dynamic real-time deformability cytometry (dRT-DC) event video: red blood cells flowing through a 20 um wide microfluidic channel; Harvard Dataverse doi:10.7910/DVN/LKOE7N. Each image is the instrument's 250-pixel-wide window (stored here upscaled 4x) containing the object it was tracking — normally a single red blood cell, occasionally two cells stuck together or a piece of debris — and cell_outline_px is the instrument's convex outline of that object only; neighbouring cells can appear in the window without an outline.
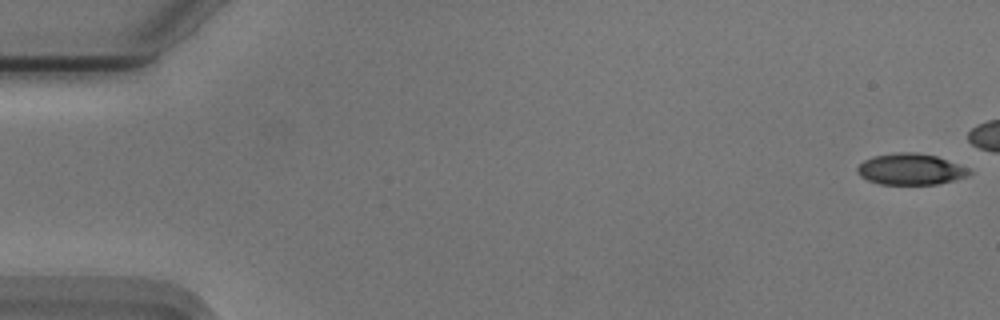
{"species": "Egyptian fruit bat (a non-hibernating species)", "species_latin": "Rousettus aegyptiacus", "temperature_condition": "cold", "stored_images_in_passage": 45, "camera_frame_rate_fps": 3000, "um_per_image_px": 0.085, "animal": {"sex": "male"}, "frame": {"image": 1, "passage_image": 1, "time_ms": 0.0, "image_size_px": [1000, 320], "cell_outline_px": [[972, 172], [968, 176], [936, 184], [880, 184], [868, 180], [860, 176], [856, 172], [856, 168], [864, 160], [872, 156], [896, 152], [916, 152], [936, 156], [968, 168]], "centroid_in_image_um": [77.36, 14.37], "position_along_channel_um": 7.6, "area_um2": 20.29}}
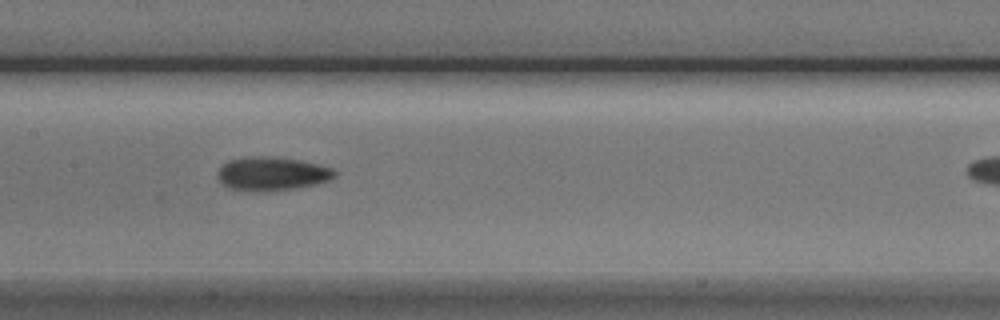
{"frame": {"image": 2, "passage_image": 27, "time_ms": 8.667, "image_size_px": [1000, 320], "cell_outline_px": [[336, 176], [328, 180], [316, 184], [296, 188], [268, 192], [252, 192], [228, 188], [216, 176], [216, 172], [228, 160], [248, 156], [272, 156], [300, 160], [320, 164], [332, 168], [336, 172]], "centroid_in_image_um": [23.1, 14.77], "position_along_channel_um": 184.3, "area_um2": 23.35}}
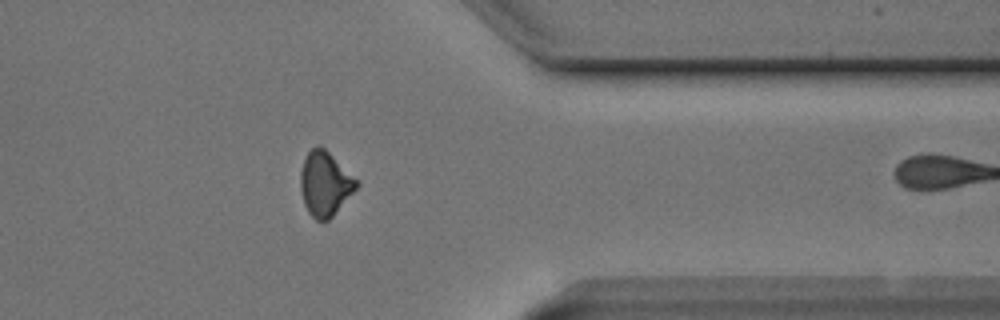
{"frame": {"image": 3, "passage_image": 44, "time_ms": 14.333, "image_size_px": [1000, 320], "cell_outline_px": [[360, 184], [332, 216], [324, 224], [316, 220], [308, 212], [304, 204], [300, 188], [300, 172], [304, 160], [308, 152], [312, 148], [324, 148], [360, 180]], "centroid_in_image_um": [27.64, 15.65], "position_along_channel_um": 383.8, "area_um2": 21.04}}